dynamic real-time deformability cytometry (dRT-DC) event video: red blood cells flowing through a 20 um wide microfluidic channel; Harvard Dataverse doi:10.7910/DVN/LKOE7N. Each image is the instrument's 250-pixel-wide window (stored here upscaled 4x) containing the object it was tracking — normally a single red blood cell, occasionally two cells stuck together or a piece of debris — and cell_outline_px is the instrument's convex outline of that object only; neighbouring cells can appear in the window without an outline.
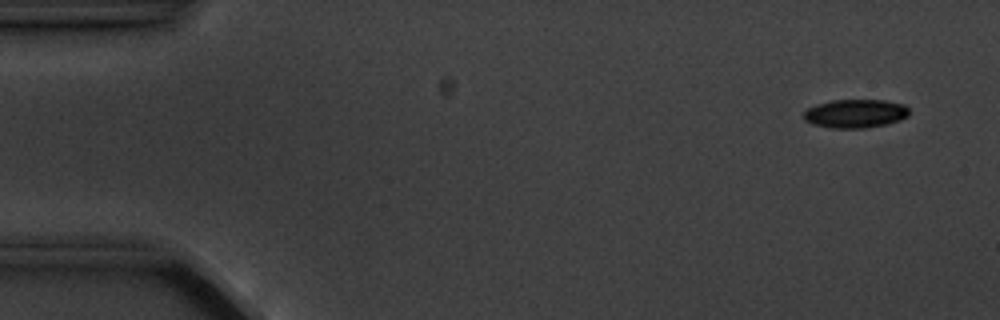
{"species": "common noctule bat (a hibernating species)", "species_latin": "Nyctalus noctula", "temperature_condition": "cold", "stored_images_in_passage": 5, "camera_frame_rate_fps": 3000, "um_per_image_px": 0.085, "animal": {"sex": "male", "body_mass_g": 20.1, "forearm_length_mm": 53.5}, "frame": {"image": 1, "passage_image": 2, "time_ms": 1.0, "image_size_px": [1000, 320], "cell_outline_px": [[908, 116], [900, 120], [884, 124], [864, 128], [832, 128], [812, 124], [804, 120], [804, 112], [808, 108], [816, 104], [832, 100], [884, 100], [904, 104], [908, 108]], "centroid_in_image_um": [72.69, 9.65], "position_along_channel_um": 12.3, "area_um2": 17.51}}